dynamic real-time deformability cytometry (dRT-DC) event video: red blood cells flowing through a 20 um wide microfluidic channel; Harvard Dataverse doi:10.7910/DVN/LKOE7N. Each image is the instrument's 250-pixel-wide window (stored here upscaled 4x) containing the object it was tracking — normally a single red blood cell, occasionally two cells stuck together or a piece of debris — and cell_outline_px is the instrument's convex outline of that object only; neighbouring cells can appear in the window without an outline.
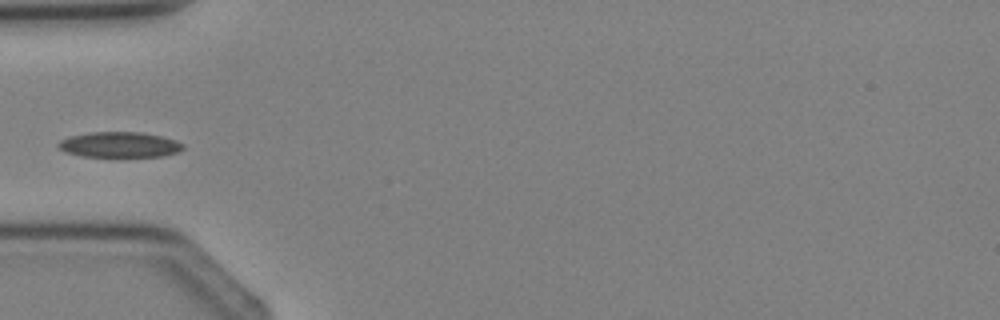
{"species": "Egyptian fruit bat (a non-hibernating species)", "species_latin": "Rousettus aegyptiacus", "temperature_condition": "cold", "stored_images_in_passage": 3, "camera_frame_rate_fps": 3000, "um_per_image_px": 0.085, "animal": {"sex": "female"}, "frame": {"image": 1, "passage_image": 3, "time_ms": 3.333, "image_size_px": [1000, 320], "cell_outline_px": [[184, 148], [176, 152], [160, 156], [80, 156], [64, 152], [56, 144], [60, 140], [72, 136], [92, 132], [140, 132], [160, 136], [176, 140], [184, 144]], "centroid_in_image_um": [10.14, 12.29], "position_along_channel_um": 74.9, "area_um2": 18.26}}